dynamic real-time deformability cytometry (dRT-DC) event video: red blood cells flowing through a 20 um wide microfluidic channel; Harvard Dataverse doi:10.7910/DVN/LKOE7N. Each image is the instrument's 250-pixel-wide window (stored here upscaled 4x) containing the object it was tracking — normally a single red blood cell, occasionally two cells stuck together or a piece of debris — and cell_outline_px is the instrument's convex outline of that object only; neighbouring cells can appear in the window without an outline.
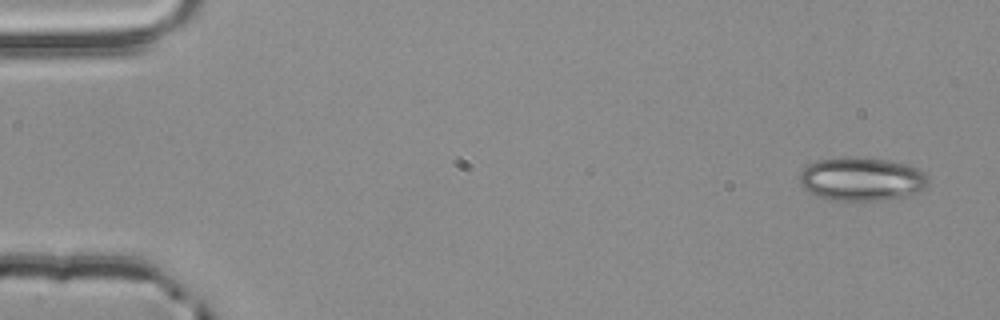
{"species": "common noctule bat (a hibernating species)", "species_latin": "Nyctalus noctula", "temperature_condition": "room temperature", "stored_images_in_passage": 51, "camera_frame_rate_fps": 3000, "um_per_image_px": 0.085, "animal": {"sex": "male", "body_mass_g": 20.4}, "frame": {"image": 1, "passage_image": 1, "time_ms": 0.0, "image_size_px": [1000, 320], "cell_outline_px": [[928, 184], [924, 188], [908, 196], [880, 200], [832, 200], [808, 192], [800, 184], [800, 172], [808, 164], [816, 160], [840, 156], [856, 156], [888, 160], [908, 164], [924, 172], [928, 176]], "centroid_in_image_um": [73.23, 15.19], "position_along_channel_um": 11.8, "area_um2": 32.95}}
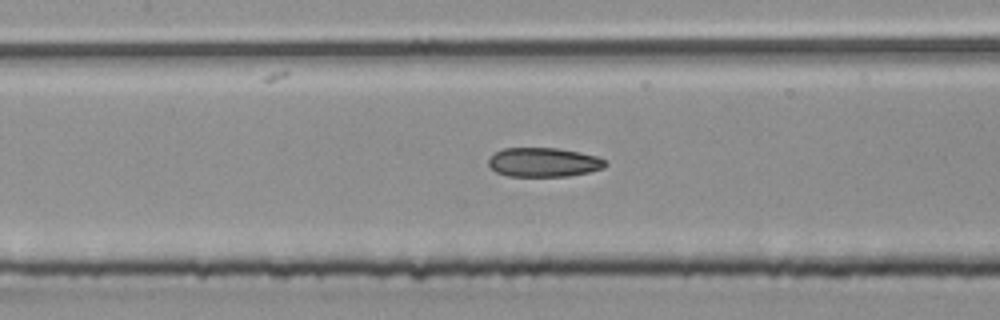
{"frame": {"image": 2, "passage_image": 23, "time_ms": 7.333, "image_size_px": [1000, 320], "cell_outline_px": [[608, 164], [604, 168], [588, 172], [568, 176], [508, 176], [496, 172], [488, 164], [488, 160], [496, 152], [504, 148], [556, 148], [580, 152], [596, 156], [604, 160]], "centroid_in_image_um": [46.22, 13.79], "position_along_channel_um": 161.2, "area_um2": 19.77}}
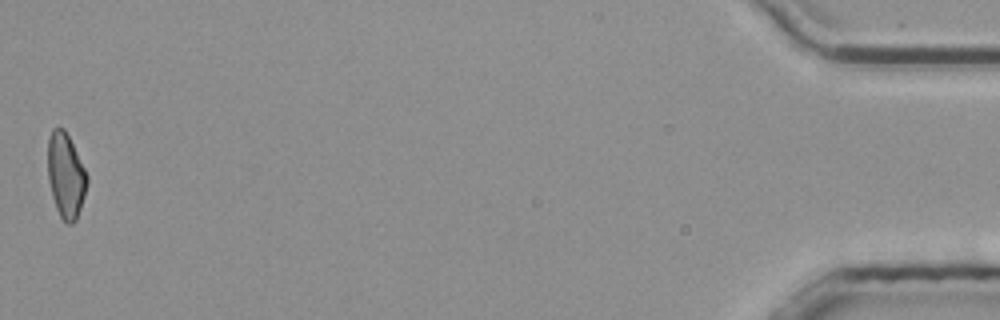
{"frame": {"image": 3, "passage_image": 51, "time_ms": 16.667, "image_size_px": [1000, 320], "cell_outline_px": [[88, 184], [76, 220], [72, 224], [68, 224], [60, 216], [56, 208], [52, 196], [48, 180], [48, 140], [52, 128], [64, 128], [88, 176]], "centroid_in_image_um": [5.58, 14.93], "position_along_channel_um": 429.6, "area_um2": 19.19}, "authors_computed_cell_mechanics": {"area_um2": 20.23, "velocity_mm_per_s": 3.9665, "shape_relaxation_time_tau1_ms": null, "shape_relaxation_time_tau2_ms": 2.9435, "deformation_change_tau1": null, "deformation_change_tau2": 0.1008}}